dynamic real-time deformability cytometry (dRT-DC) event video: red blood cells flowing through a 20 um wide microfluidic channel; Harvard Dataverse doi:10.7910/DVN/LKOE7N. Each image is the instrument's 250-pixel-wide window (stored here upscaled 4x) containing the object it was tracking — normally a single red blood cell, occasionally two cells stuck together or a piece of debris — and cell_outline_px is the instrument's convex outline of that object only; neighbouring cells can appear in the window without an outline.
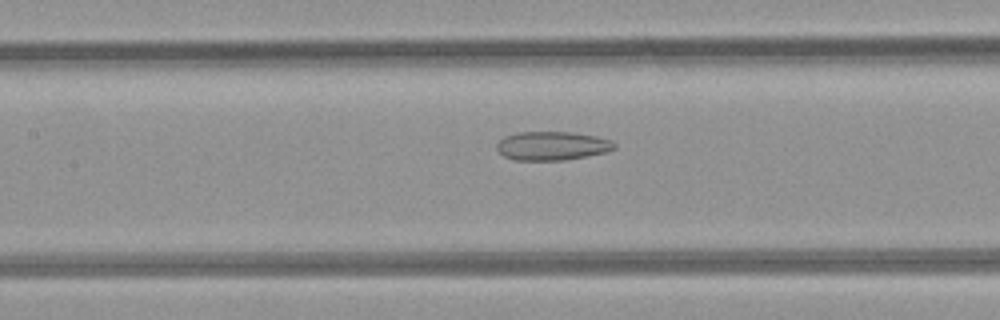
{"species": "common noctule bat (a hibernating species)", "species_latin": "Nyctalus noctula", "temperature_condition": "room temperature", "stored_images_in_passage": 50, "camera_frame_rate_fps": 3000, "um_per_image_px": 0.085, "animal": {"sex": "female", "body_mass_g": 21.9}, "frame": {"image": 1, "passage_image": 23, "time_ms": 7.333, "image_size_px": [1000, 320], "cell_outline_px": [[616, 148], [604, 152], [588, 156], [568, 160], [512, 160], [504, 156], [496, 148], [496, 144], [504, 136], [516, 132], [572, 132], [596, 136], [612, 140], [616, 144]], "centroid_in_image_um": [46.93, 12.39], "position_along_channel_um": 160.5, "area_um2": 19.88}}
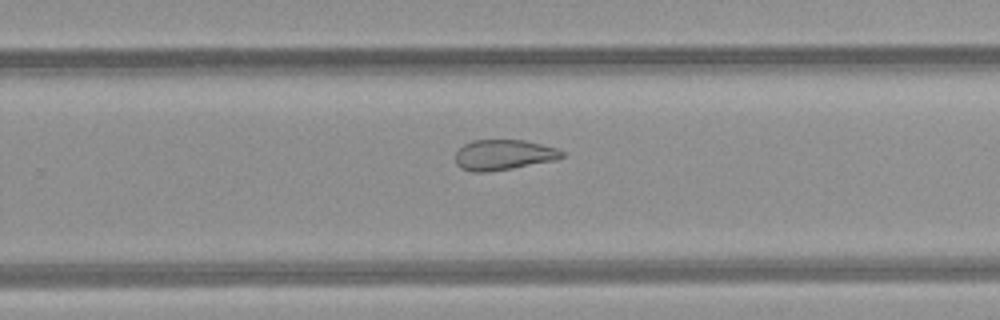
{"frame": {"image": 2, "passage_image": 32, "time_ms": 10.333, "image_size_px": [1000, 320], "cell_outline_px": [[564, 156], [556, 160], [512, 168], [488, 172], [472, 172], [460, 168], [456, 164], [456, 152], [464, 144], [472, 140], [524, 140], [556, 148], [564, 152]], "centroid_in_image_um": [42.79, 13.17], "position_along_channel_um": 287.0, "area_um2": 18.84}}
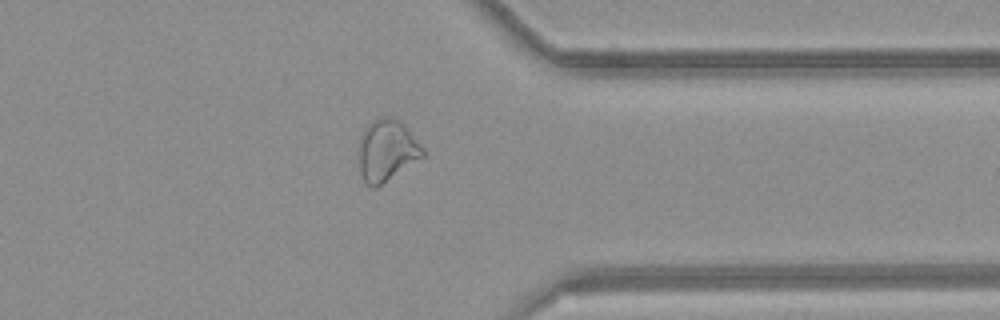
{"frame": {"image": 3, "passage_image": 39, "time_ms": 12.667, "image_size_px": [1000, 320], "cell_outline_px": [[424, 156], [376, 188], [372, 188], [364, 180], [360, 172], [360, 136], [364, 128], [372, 120], [380, 116], [392, 116], [400, 120], [404, 124], [424, 148]], "centroid_in_image_um": [32.89, 12.75], "position_along_channel_um": 378.5, "area_um2": 22.95}, "authors_computed_cell_mechanics": {"area_um2": 24.7384, "velocity_mm_per_s": 4.2366, "shape_relaxation_time_tau1_ms": null, "shape_relaxation_time_tau2_ms": 2.7616, "deformation_change_tau1": null, "deformation_change_tau2": 0.1084}}